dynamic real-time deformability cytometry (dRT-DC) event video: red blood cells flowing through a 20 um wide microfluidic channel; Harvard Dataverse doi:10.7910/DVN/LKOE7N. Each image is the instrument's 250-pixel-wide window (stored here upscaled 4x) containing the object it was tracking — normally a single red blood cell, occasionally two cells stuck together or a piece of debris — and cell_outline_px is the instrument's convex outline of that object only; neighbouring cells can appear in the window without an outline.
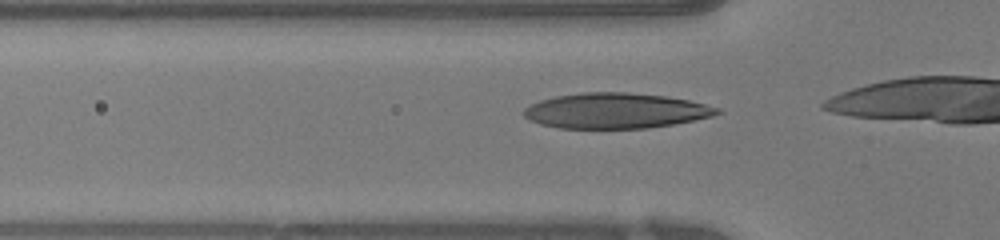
{"species": "human", "species_latin": "Homo sapiens", "temperature_condition": "warm", "stored_images_in_passage": 15, "camera_frame_rate_fps": 3000, "um_per_image_px": 0.085, "donor": {"sex": "female"}, "frame": {"image": 1, "passage_image": 8, "time_ms": 2.333, "image_size_px": [1000, 240], "cell_outline_px": [[724, 112], [712, 116], [672, 124], [648, 128], [560, 128], [540, 124], [528, 120], [520, 112], [524, 108], [540, 100], [556, 96], [580, 92], [628, 92], [664, 96], [688, 100], [720, 108]], "centroid_in_image_um": [52.29, 9.41], "position_along_channel_um": 73.5, "area_um2": 39.88}}
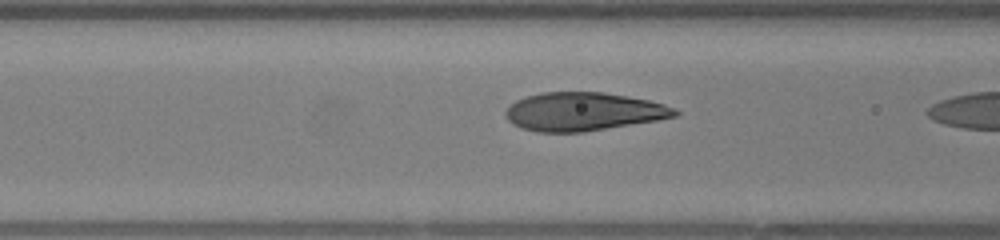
{"frame": {"image": 2, "passage_image": 11, "time_ms": 3.333, "image_size_px": [1000, 240], "cell_outline_px": [[680, 112], [676, 116], [656, 120], [584, 132], [536, 132], [520, 128], [512, 124], [504, 116], [504, 112], [516, 100], [524, 96], [540, 92], [604, 92], [648, 100], [664, 104], [676, 108]], "centroid_in_image_um": [49.54, 9.49], "position_along_channel_um": 117.1, "area_um2": 37.97}}
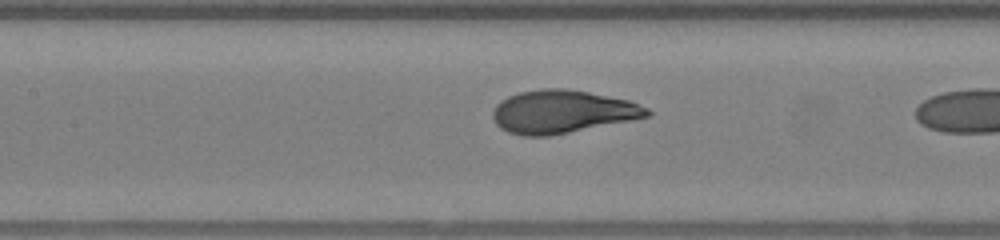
{"frame": {"image": 3, "passage_image": 14, "time_ms": 4.333, "image_size_px": [1000, 240], "cell_outline_px": [[652, 112], [648, 116], [632, 120], [548, 136], [524, 136], [508, 132], [500, 128], [496, 124], [492, 116], [492, 112], [496, 104], [500, 100], [508, 96], [520, 92], [540, 88], [568, 88], [628, 100], [648, 108]], "centroid_in_image_um": [47.76, 9.49], "position_along_channel_um": 159.6, "area_um2": 38.67}}